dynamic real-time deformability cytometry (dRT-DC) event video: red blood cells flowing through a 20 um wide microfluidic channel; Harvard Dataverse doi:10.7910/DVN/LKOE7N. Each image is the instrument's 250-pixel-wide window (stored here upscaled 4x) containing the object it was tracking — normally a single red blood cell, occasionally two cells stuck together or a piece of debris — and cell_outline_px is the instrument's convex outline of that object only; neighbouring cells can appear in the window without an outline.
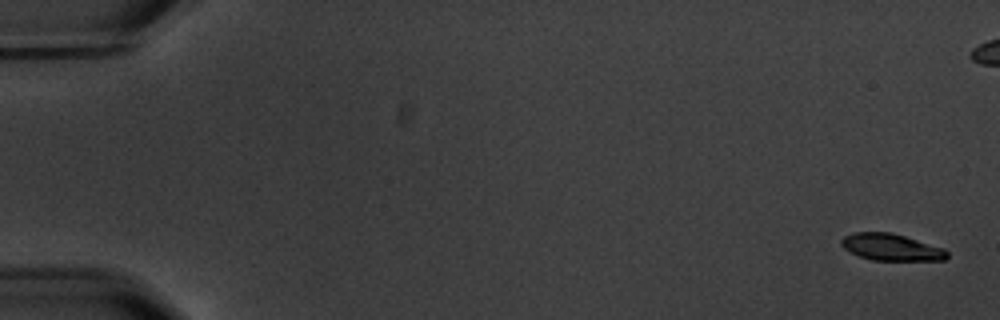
{"species": "common noctule bat (a hibernating species)", "species_latin": "Nyctalus noctula", "temperature_condition": "warm", "stored_images_in_passage": 7, "camera_frame_rate_fps": 3000, "um_per_image_px": 0.085, "animal": {"sex": "male", "body_mass_g": 20.1, "forearm_length_mm": 53.5}, "frame": {"image": 1, "passage_image": 1, "time_ms": 0.0, "image_size_px": [1000, 320], "cell_outline_px": [[948, 256], [944, 260], [872, 260], [860, 256], [844, 248], [840, 244], [840, 240], [844, 236], [852, 232], [892, 232], [944, 248], [948, 252]], "centroid_in_image_um": [75.75, 21.0], "position_along_channel_um": 9.3, "area_um2": 16.47}}